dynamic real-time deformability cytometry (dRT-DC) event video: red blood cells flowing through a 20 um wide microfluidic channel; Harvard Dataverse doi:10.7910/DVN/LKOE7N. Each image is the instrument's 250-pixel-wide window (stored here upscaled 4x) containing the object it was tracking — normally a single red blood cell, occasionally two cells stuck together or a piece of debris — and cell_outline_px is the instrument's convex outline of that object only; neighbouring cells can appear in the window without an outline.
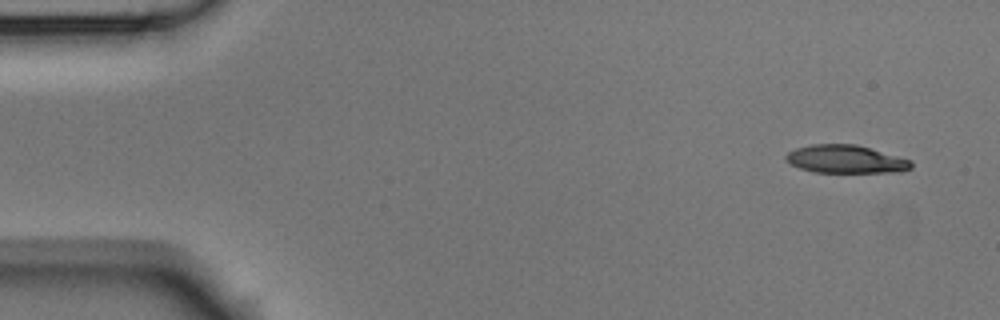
{"species": "Egyptian fruit bat (a non-hibernating species)", "species_latin": "Rousettus aegyptiacus", "temperature_condition": "room temperature", "stored_images_in_passage": 6, "camera_frame_rate_fps": 3000, "um_per_image_px": 0.085, "animal": {"sex": "male"}, "frame": {"image": 1, "passage_image": 1, "time_ms": 0.0, "image_size_px": [1000, 320], "cell_outline_px": [[912, 168], [900, 172], [812, 172], [800, 168], [784, 160], [784, 156], [788, 152], [796, 148], [812, 144], [856, 144], [912, 160]], "centroid_in_image_um": [71.88, 13.53], "position_along_channel_um": 13.1, "area_um2": 20.52}}
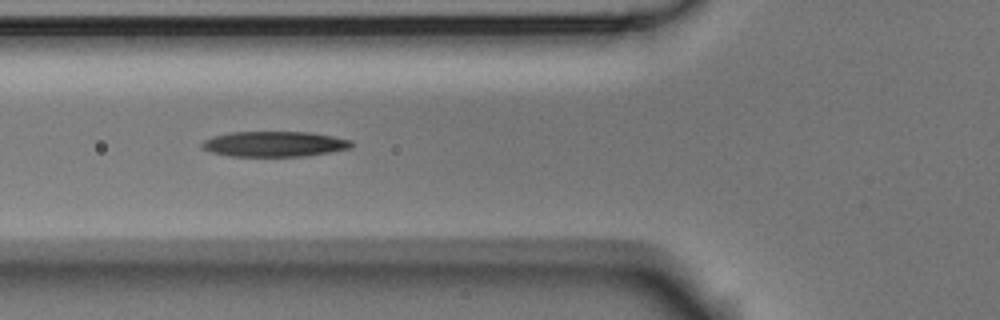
{"frame": {"image": 2, "passage_image": 5, "time_ms": 1.333, "image_size_px": [1000, 320], "cell_outline_px": [[352, 148], [332, 152], [308, 156], [228, 156], [212, 152], [200, 148], [200, 144], [204, 140], [212, 136], [228, 132], [308, 132], [332, 136], [352, 140]], "centroid_in_image_um": [23.31, 12.24], "position_along_channel_um": 102.5, "area_um2": 22.31}}
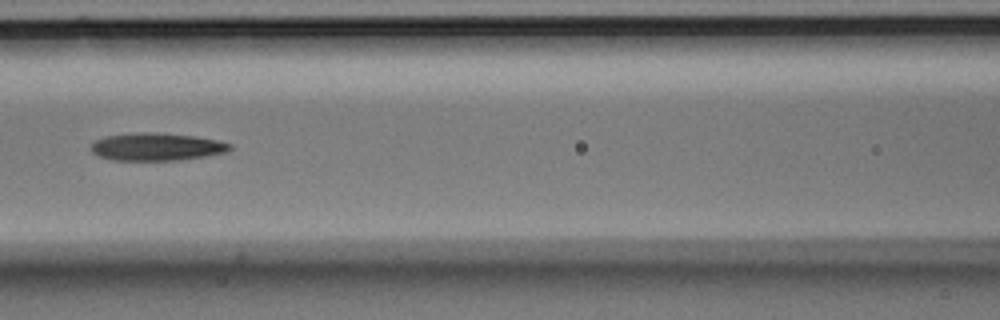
{"frame": {"image": 3, "passage_image": 6, "time_ms": 1.667, "image_size_px": [1000, 320], "cell_outline_px": [[232, 148], [228, 152], [208, 156], [180, 160], [112, 160], [100, 156], [92, 152], [92, 144], [96, 140], [104, 136], [144, 132], [156, 132], [192, 136], [216, 140], [232, 144]], "centroid_in_image_um": [13.35, 12.48], "position_along_channel_um": 153.3, "area_um2": 22.31}}